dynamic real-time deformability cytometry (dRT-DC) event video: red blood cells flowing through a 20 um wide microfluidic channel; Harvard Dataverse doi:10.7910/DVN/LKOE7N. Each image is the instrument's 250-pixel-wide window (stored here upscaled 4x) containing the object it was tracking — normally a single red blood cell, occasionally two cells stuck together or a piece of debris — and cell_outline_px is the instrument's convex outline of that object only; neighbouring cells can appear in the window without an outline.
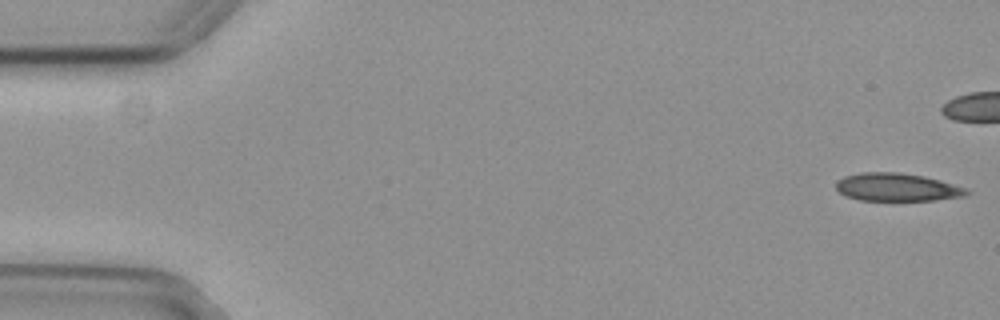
{"species": "common noctule bat (a hibernating species)", "species_latin": "Nyctalus noctula", "temperature_condition": "cold", "stored_images_in_passage": 44, "camera_frame_rate_fps": 3000, "um_per_image_px": 0.085, "animal": {"sex": "female", "body_mass_g": 29.2, "forearm_length_mm": 56.3}, "frame": {"image": 1, "passage_image": 1, "time_ms": 0.0, "image_size_px": [1000, 320], "cell_outline_px": [[968, 192], [964, 196], [932, 200], [860, 200], [844, 196], [836, 188], [836, 180], [844, 176], [860, 172], [900, 172], [924, 176], [940, 180], [968, 188]], "centroid_in_image_um": [76.21, 15.9], "position_along_channel_um": 8.8, "area_um2": 21.33}}
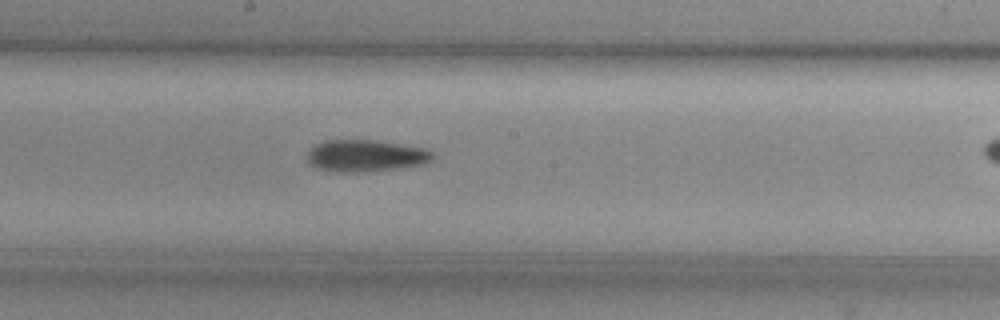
{"frame": {"image": 2, "passage_image": 29, "time_ms": 9.333, "image_size_px": [1000, 320], "cell_outline_px": [[436, 156], [432, 160], [424, 164], [400, 168], [368, 172], [336, 172], [316, 168], [308, 164], [308, 152], [316, 144], [324, 140], [376, 140], [424, 148], [432, 152]], "centroid_in_image_um": [31.09, 13.25], "position_along_channel_um": 217.1, "area_um2": 23.52}}
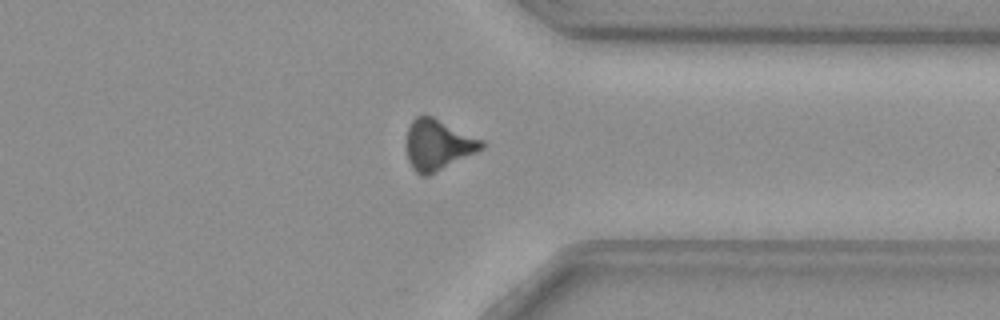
{"frame": {"image": 3, "passage_image": 42, "time_ms": 13.667, "image_size_px": [1000, 320], "cell_outline_px": [[484, 148], [428, 176], [420, 176], [412, 168], [408, 160], [408, 128], [412, 120], [416, 116], [432, 116], [484, 140]], "centroid_in_image_um": [37.24, 12.31], "position_along_channel_um": 374.2, "area_um2": 21.91}}